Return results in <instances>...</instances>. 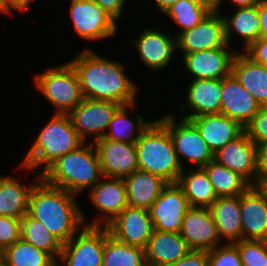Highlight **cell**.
I'll list each match as a JSON object with an SVG mask.
<instances>
[{
  "mask_svg": "<svg viewBox=\"0 0 267 266\" xmlns=\"http://www.w3.org/2000/svg\"><path fill=\"white\" fill-rule=\"evenodd\" d=\"M120 106L111 101L84 98L68 115L84 142L86 137H91V135H94L96 141L103 138L113 115Z\"/></svg>",
  "mask_w": 267,
  "mask_h": 266,
  "instance_id": "10",
  "label": "cell"
},
{
  "mask_svg": "<svg viewBox=\"0 0 267 266\" xmlns=\"http://www.w3.org/2000/svg\"><path fill=\"white\" fill-rule=\"evenodd\" d=\"M3 260L8 266H57L49 253L21 238L3 250Z\"/></svg>",
  "mask_w": 267,
  "mask_h": 266,
  "instance_id": "35",
  "label": "cell"
},
{
  "mask_svg": "<svg viewBox=\"0 0 267 266\" xmlns=\"http://www.w3.org/2000/svg\"><path fill=\"white\" fill-rule=\"evenodd\" d=\"M203 168L217 197L240 196L251 186L239 173L229 170L216 160L209 161Z\"/></svg>",
  "mask_w": 267,
  "mask_h": 266,
  "instance_id": "33",
  "label": "cell"
},
{
  "mask_svg": "<svg viewBox=\"0 0 267 266\" xmlns=\"http://www.w3.org/2000/svg\"><path fill=\"white\" fill-rule=\"evenodd\" d=\"M70 15L76 34L98 40L116 34V20L94 0H71Z\"/></svg>",
  "mask_w": 267,
  "mask_h": 266,
  "instance_id": "9",
  "label": "cell"
},
{
  "mask_svg": "<svg viewBox=\"0 0 267 266\" xmlns=\"http://www.w3.org/2000/svg\"><path fill=\"white\" fill-rule=\"evenodd\" d=\"M135 103L136 102L127 105H121L117 109L113 115L112 121L108 126V128H110V132H105V135L103 136L104 139L136 144L142 133L153 121L148 122L147 120H144L140 114L137 115L136 122L128 119L126 115L128 111L127 108L131 109L135 107ZM134 131L136 134H134Z\"/></svg>",
  "mask_w": 267,
  "mask_h": 266,
  "instance_id": "31",
  "label": "cell"
},
{
  "mask_svg": "<svg viewBox=\"0 0 267 266\" xmlns=\"http://www.w3.org/2000/svg\"><path fill=\"white\" fill-rule=\"evenodd\" d=\"M180 174L177 184L183 189L190 207H207L218 198L203 167ZM186 173V174H185Z\"/></svg>",
  "mask_w": 267,
  "mask_h": 266,
  "instance_id": "29",
  "label": "cell"
},
{
  "mask_svg": "<svg viewBox=\"0 0 267 266\" xmlns=\"http://www.w3.org/2000/svg\"><path fill=\"white\" fill-rule=\"evenodd\" d=\"M267 196V178L258 186Z\"/></svg>",
  "mask_w": 267,
  "mask_h": 266,
  "instance_id": "50",
  "label": "cell"
},
{
  "mask_svg": "<svg viewBox=\"0 0 267 266\" xmlns=\"http://www.w3.org/2000/svg\"><path fill=\"white\" fill-rule=\"evenodd\" d=\"M21 239L59 259L63 243L43 223L26 214L21 219Z\"/></svg>",
  "mask_w": 267,
  "mask_h": 266,
  "instance_id": "34",
  "label": "cell"
},
{
  "mask_svg": "<svg viewBox=\"0 0 267 266\" xmlns=\"http://www.w3.org/2000/svg\"><path fill=\"white\" fill-rule=\"evenodd\" d=\"M258 13L261 25L259 38L267 39V0H260L258 3Z\"/></svg>",
  "mask_w": 267,
  "mask_h": 266,
  "instance_id": "46",
  "label": "cell"
},
{
  "mask_svg": "<svg viewBox=\"0 0 267 266\" xmlns=\"http://www.w3.org/2000/svg\"><path fill=\"white\" fill-rule=\"evenodd\" d=\"M264 66L267 68V58H266V63L264 64Z\"/></svg>",
  "mask_w": 267,
  "mask_h": 266,
  "instance_id": "53",
  "label": "cell"
},
{
  "mask_svg": "<svg viewBox=\"0 0 267 266\" xmlns=\"http://www.w3.org/2000/svg\"><path fill=\"white\" fill-rule=\"evenodd\" d=\"M191 251L180 233L153 230L145 247L147 266H165L174 263Z\"/></svg>",
  "mask_w": 267,
  "mask_h": 266,
  "instance_id": "24",
  "label": "cell"
},
{
  "mask_svg": "<svg viewBox=\"0 0 267 266\" xmlns=\"http://www.w3.org/2000/svg\"><path fill=\"white\" fill-rule=\"evenodd\" d=\"M69 63L77 74L85 99L120 105L136 101V85L126 77L121 63L100 57L90 49L83 50Z\"/></svg>",
  "mask_w": 267,
  "mask_h": 266,
  "instance_id": "1",
  "label": "cell"
},
{
  "mask_svg": "<svg viewBox=\"0 0 267 266\" xmlns=\"http://www.w3.org/2000/svg\"><path fill=\"white\" fill-rule=\"evenodd\" d=\"M188 87V105H182L179 110H186L188 107L192 110L182 116V119L190 120L204 114L221 113L222 79H194Z\"/></svg>",
  "mask_w": 267,
  "mask_h": 266,
  "instance_id": "22",
  "label": "cell"
},
{
  "mask_svg": "<svg viewBox=\"0 0 267 266\" xmlns=\"http://www.w3.org/2000/svg\"><path fill=\"white\" fill-rule=\"evenodd\" d=\"M236 8L258 5L260 0H230Z\"/></svg>",
  "mask_w": 267,
  "mask_h": 266,
  "instance_id": "48",
  "label": "cell"
},
{
  "mask_svg": "<svg viewBox=\"0 0 267 266\" xmlns=\"http://www.w3.org/2000/svg\"><path fill=\"white\" fill-rule=\"evenodd\" d=\"M123 180L126 186L128 206L147 210L168 184L161 177L139 169Z\"/></svg>",
  "mask_w": 267,
  "mask_h": 266,
  "instance_id": "25",
  "label": "cell"
},
{
  "mask_svg": "<svg viewBox=\"0 0 267 266\" xmlns=\"http://www.w3.org/2000/svg\"><path fill=\"white\" fill-rule=\"evenodd\" d=\"M179 233L191 250L210 251L221 241L211 210L207 207H190Z\"/></svg>",
  "mask_w": 267,
  "mask_h": 266,
  "instance_id": "15",
  "label": "cell"
},
{
  "mask_svg": "<svg viewBox=\"0 0 267 266\" xmlns=\"http://www.w3.org/2000/svg\"><path fill=\"white\" fill-rule=\"evenodd\" d=\"M94 1L115 20L120 18L125 4V0H94Z\"/></svg>",
  "mask_w": 267,
  "mask_h": 266,
  "instance_id": "44",
  "label": "cell"
},
{
  "mask_svg": "<svg viewBox=\"0 0 267 266\" xmlns=\"http://www.w3.org/2000/svg\"><path fill=\"white\" fill-rule=\"evenodd\" d=\"M175 37L177 47L183 54L227 45L224 19L220 13H209L194 28L179 32Z\"/></svg>",
  "mask_w": 267,
  "mask_h": 266,
  "instance_id": "12",
  "label": "cell"
},
{
  "mask_svg": "<svg viewBox=\"0 0 267 266\" xmlns=\"http://www.w3.org/2000/svg\"><path fill=\"white\" fill-rule=\"evenodd\" d=\"M3 259V249L0 247V260Z\"/></svg>",
  "mask_w": 267,
  "mask_h": 266,
  "instance_id": "52",
  "label": "cell"
},
{
  "mask_svg": "<svg viewBox=\"0 0 267 266\" xmlns=\"http://www.w3.org/2000/svg\"><path fill=\"white\" fill-rule=\"evenodd\" d=\"M84 141L68 114H54L28 150L21 167L28 171L45 165L43 172L60 156L81 146Z\"/></svg>",
  "mask_w": 267,
  "mask_h": 266,
  "instance_id": "5",
  "label": "cell"
},
{
  "mask_svg": "<svg viewBox=\"0 0 267 266\" xmlns=\"http://www.w3.org/2000/svg\"><path fill=\"white\" fill-rule=\"evenodd\" d=\"M34 80L41 94L56 106V114H69L84 99L77 74L69 62L47 69Z\"/></svg>",
  "mask_w": 267,
  "mask_h": 266,
  "instance_id": "6",
  "label": "cell"
},
{
  "mask_svg": "<svg viewBox=\"0 0 267 266\" xmlns=\"http://www.w3.org/2000/svg\"><path fill=\"white\" fill-rule=\"evenodd\" d=\"M89 190L90 200L105 215L101 218H94L87 226H106L126 207H128L125 182L121 178L104 177ZM103 224H102V223Z\"/></svg>",
  "mask_w": 267,
  "mask_h": 266,
  "instance_id": "20",
  "label": "cell"
},
{
  "mask_svg": "<svg viewBox=\"0 0 267 266\" xmlns=\"http://www.w3.org/2000/svg\"><path fill=\"white\" fill-rule=\"evenodd\" d=\"M240 214L243 239L267 241V196L258 186L240 195Z\"/></svg>",
  "mask_w": 267,
  "mask_h": 266,
  "instance_id": "18",
  "label": "cell"
},
{
  "mask_svg": "<svg viewBox=\"0 0 267 266\" xmlns=\"http://www.w3.org/2000/svg\"><path fill=\"white\" fill-rule=\"evenodd\" d=\"M103 177L124 179L138 170L135 144L99 138L94 141Z\"/></svg>",
  "mask_w": 267,
  "mask_h": 266,
  "instance_id": "14",
  "label": "cell"
},
{
  "mask_svg": "<svg viewBox=\"0 0 267 266\" xmlns=\"http://www.w3.org/2000/svg\"><path fill=\"white\" fill-rule=\"evenodd\" d=\"M154 1L158 9L164 13L167 8L175 4V2H177L178 0H154Z\"/></svg>",
  "mask_w": 267,
  "mask_h": 266,
  "instance_id": "49",
  "label": "cell"
},
{
  "mask_svg": "<svg viewBox=\"0 0 267 266\" xmlns=\"http://www.w3.org/2000/svg\"><path fill=\"white\" fill-rule=\"evenodd\" d=\"M208 266H242L238 247L228 242L208 251Z\"/></svg>",
  "mask_w": 267,
  "mask_h": 266,
  "instance_id": "38",
  "label": "cell"
},
{
  "mask_svg": "<svg viewBox=\"0 0 267 266\" xmlns=\"http://www.w3.org/2000/svg\"><path fill=\"white\" fill-rule=\"evenodd\" d=\"M237 9L230 18L223 15L226 41L229 45L231 36L235 33L241 38L243 37L245 43L243 47L246 50L254 41L259 39L261 25L258 5Z\"/></svg>",
  "mask_w": 267,
  "mask_h": 266,
  "instance_id": "30",
  "label": "cell"
},
{
  "mask_svg": "<svg viewBox=\"0 0 267 266\" xmlns=\"http://www.w3.org/2000/svg\"><path fill=\"white\" fill-rule=\"evenodd\" d=\"M16 179L0 176V215L21 220L28 212L30 193L38 181L26 187Z\"/></svg>",
  "mask_w": 267,
  "mask_h": 266,
  "instance_id": "28",
  "label": "cell"
},
{
  "mask_svg": "<svg viewBox=\"0 0 267 266\" xmlns=\"http://www.w3.org/2000/svg\"><path fill=\"white\" fill-rule=\"evenodd\" d=\"M219 238L235 243L243 239L240 196L218 197L209 207Z\"/></svg>",
  "mask_w": 267,
  "mask_h": 266,
  "instance_id": "26",
  "label": "cell"
},
{
  "mask_svg": "<svg viewBox=\"0 0 267 266\" xmlns=\"http://www.w3.org/2000/svg\"><path fill=\"white\" fill-rule=\"evenodd\" d=\"M143 63L153 70H161L168 66L177 48L176 37L155 29H145L133 41Z\"/></svg>",
  "mask_w": 267,
  "mask_h": 266,
  "instance_id": "21",
  "label": "cell"
},
{
  "mask_svg": "<svg viewBox=\"0 0 267 266\" xmlns=\"http://www.w3.org/2000/svg\"><path fill=\"white\" fill-rule=\"evenodd\" d=\"M230 45L222 48L183 54L186 69L194 79H223L232 72V63L238 50L229 52ZM228 49V50H227Z\"/></svg>",
  "mask_w": 267,
  "mask_h": 266,
  "instance_id": "16",
  "label": "cell"
},
{
  "mask_svg": "<svg viewBox=\"0 0 267 266\" xmlns=\"http://www.w3.org/2000/svg\"><path fill=\"white\" fill-rule=\"evenodd\" d=\"M102 266H147L145 249L120 242L105 226Z\"/></svg>",
  "mask_w": 267,
  "mask_h": 266,
  "instance_id": "32",
  "label": "cell"
},
{
  "mask_svg": "<svg viewBox=\"0 0 267 266\" xmlns=\"http://www.w3.org/2000/svg\"><path fill=\"white\" fill-rule=\"evenodd\" d=\"M214 160L229 170L239 173L251 185L256 186V144L245 131L216 151Z\"/></svg>",
  "mask_w": 267,
  "mask_h": 266,
  "instance_id": "19",
  "label": "cell"
},
{
  "mask_svg": "<svg viewBox=\"0 0 267 266\" xmlns=\"http://www.w3.org/2000/svg\"><path fill=\"white\" fill-rule=\"evenodd\" d=\"M261 105L231 73L222 79L221 114L245 128L259 111Z\"/></svg>",
  "mask_w": 267,
  "mask_h": 266,
  "instance_id": "17",
  "label": "cell"
},
{
  "mask_svg": "<svg viewBox=\"0 0 267 266\" xmlns=\"http://www.w3.org/2000/svg\"><path fill=\"white\" fill-rule=\"evenodd\" d=\"M208 14L209 12L197 5L194 0H178L164 12L165 16L172 18L181 26L180 32L194 28Z\"/></svg>",
  "mask_w": 267,
  "mask_h": 266,
  "instance_id": "36",
  "label": "cell"
},
{
  "mask_svg": "<svg viewBox=\"0 0 267 266\" xmlns=\"http://www.w3.org/2000/svg\"><path fill=\"white\" fill-rule=\"evenodd\" d=\"M189 121L198 129L213 153L245 131L238 122L221 113L204 114L191 118Z\"/></svg>",
  "mask_w": 267,
  "mask_h": 266,
  "instance_id": "23",
  "label": "cell"
},
{
  "mask_svg": "<svg viewBox=\"0 0 267 266\" xmlns=\"http://www.w3.org/2000/svg\"><path fill=\"white\" fill-rule=\"evenodd\" d=\"M76 237V238H75ZM105 226H87L63 244L59 257L62 266H102ZM57 261V266L59 265Z\"/></svg>",
  "mask_w": 267,
  "mask_h": 266,
  "instance_id": "8",
  "label": "cell"
},
{
  "mask_svg": "<svg viewBox=\"0 0 267 266\" xmlns=\"http://www.w3.org/2000/svg\"><path fill=\"white\" fill-rule=\"evenodd\" d=\"M33 0H1V12L10 14L12 9L23 12Z\"/></svg>",
  "mask_w": 267,
  "mask_h": 266,
  "instance_id": "45",
  "label": "cell"
},
{
  "mask_svg": "<svg viewBox=\"0 0 267 266\" xmlns=\"http://www.w3.org/2000/svg\"><path fill=\"white\" fill-rule=\"evenodd\" d=\"M231 73L261 106H267V68L264 65L253 62L238 51Z\"/></svg>",
  "mask_w": 267,
  "mask_h": 266,
  "instance_id": "27",
  "label": "cell"
},
{
  "mask_svg": "<svg viewBox=\"0 0 267 266\" xmlns=\"http://www.w3.org/2000/svg\"><path fill=\"white\" fill-rule=\"evenodd\" d=\"M234 244L238 247L242 266H267V241L242 239Z\"/></svg>",
  "mask_w": 267,
  "mask_h": 266,
  "instance_id": "37",
  "label": "cell"
},
{
  "mask_svg": "<svg viewBox=\"0 0 267 266\" xmlns=\"http://www.w3.org/2000/svg\"><path fill=\"white\" fill-rule=\"evenodd\" d=\"M0 266H8L6 263H5V261L2 259V260H0Z\"/></svg>",
  "mask_w": 267,
  "mask_h": 266,
  "instance_id": "51",
  "label": "cell"
},
{
  "mask_svg": "<svg viewBox=\"0 0 267 266\" xmlns=\"http://www.w3.org/2000/svg\"><path fill=\"white\" fill-rule=\"evenodd\" d=\"M189 208L183 189L177 183H168L148 211L155 230L179 233Z\"/></svg>",
  "mask_w": 267,
  "mask_h": 266,
  "instance_id": "11",
  "label": "cell"
},
{
  "mask_svg": "<svg viewBox=\"0 0 267 266\" xmlns=\"http://www.w3.org/2000/svg\"><path fill=\"white\" fill-rule=\"evenodd\" d=\"M31 190L27 214L45 225L63 244L84 225V214L75 202V195L47 184L41 175Z\"/></svg>",
  "mask_w": 267,
  "mask_h": 266,
  "instance_id": "2",
  "label": "cell"
},
{
  "mask_svg": "<svg viewBox=\"0 0 267 266\" xmlns=\"http://www.w3.org/2000/svg\"><path fill=\"white\" fill-rule=\"evenodd\" d=\"M157 120L168 130L183 169L180 156L197 164V168L204 167L209 161L214 160V153L189 120L181 118L180 122H176L174 115L169 113Z\"/></svg>",
  "mask_w": 267,
  "mask_h": 266,
  "instance_id": "7",
  "label": "cell"
},
{
  "mask_svg": "<svg viewBox=\"0 0 267 266\" xmlns=\"http://www.w3.org/2000/svg\"><path fill=\"white\" fill-rule=\"evenodd\" d=\"M267 178V142L256 145V186Z\"/></svg>",
  "mask_w": 267,
  "mask_h": 266,
  "instance_id": "41",
  "label": "cell"
},
{
  "mask_svg": "<svg viewBox=\"0 0 267 266\" xmlns=\"http://www.w3.org/2000/svg\"><path fill=\"white\" fill-rule=\"evenodd\" d=\"M253 62L264 65L267 58V39L259 38L244 52Z\"/></svg>",
  "mask_w": 267,
  "mask_h": 266,
  "instance_id": "43",
  "label": "cell"
},
{
  "mask_svg": "<svg viewBox=\"0 0 267 266\" xmlns=\"http://www.w3.org/2000/svg\"><path fill=\"white\" fill-rule=\"evenodd\" d=\"M165 266H208V251L191 250L180 260Z\"/></svg>",
  "mask_w": 267,
  "mask_h": 266,
  "instance_id": "42",
  "label": "cell"
},
{
  "mask_svg": "<svg viewBox=\"0 0 267 266\" xmlns=\"http://www.w3.org/2000/svg\"><path fill=\"white\" fill-rule=\"evenodd\" d=\"M138 169L177 183L183 168L168 130L154 120L136 142Z\"/></svg>",
  "mask_w": 267,
  "mask_h": 266,
  "instance_id": "4",
  "label": "cell"
},
{
  "mask_svg": "<svg viewBox=\"0 0 267 266\" xmlns=\"http://www.w3.org/2000/svg\"><path fill=\"white\" fill-rule=\"evenodd\" d=\"M95 149V150H94ZM41 178L49 185L76 195L94 187L103 178L99 157L93 144L85 142L77 149L58 157Z\"/></svg>",
  "mask_w": 267,
  "mask_h": 266,
  "instance_id": "3",
  "label": "cell"
},
{
  "mask_svg": "<svg viewBox=\"0 0 267 266\" xmlns=\"http://www.w3.org/2000/svg\"><path fill=\"white\" fill-rule=\"evenodd\" d=\"M21 220L0 215V247L4 250L21 238Z\"/></svg>",
  "mask_w": 267,
  "mask_h": 266,
  "instance_id": "40",
  "label": "cell"
},
{
  "mask_svg": "<svg viewBox=\"0 0 267 266\" xmlns=\"http://www.w3.org/2000/svg\"><path fill=\"white\" fill-rule=\"evenodd\" d=\"M244 129L248 137L256 145L267 142V106H261L257 114Z\"/></svg>",
  "mask_w": 267,
  "mask_h": 266,
  "instance_id": "39",
  "label": "cell"
},
{
  "mask_svg": "<svg viewBox=\"0 0 267 266\" xmlns=\"http://www.w3.org/2000/svg\"><path fill=\"white\" fill-rule=\"evenodd\" d=\"M109 234L120 242L145 249L154 226L149 211L126 207L106 225Z\"/></svg>",
  "mask_w": 267,
  "mask_h": 266,
  "instance_id": "13",
  "label": "cell"
},
{
  "mask_svg": "<svg viewBox=\"0 0 267 266\" xmlns=\"http://www.w3.org/2000/svg\"><path fill=\"white\" fill-rule=\"evenodd\" d=\"M197 5L203 7L209 13H219L223 0H194Z\"/></svg>",
  "mask_w": 267,
  "mask_h": 266,
  "instance_id": "47",
  "label": "cell"
}]
</instances>
